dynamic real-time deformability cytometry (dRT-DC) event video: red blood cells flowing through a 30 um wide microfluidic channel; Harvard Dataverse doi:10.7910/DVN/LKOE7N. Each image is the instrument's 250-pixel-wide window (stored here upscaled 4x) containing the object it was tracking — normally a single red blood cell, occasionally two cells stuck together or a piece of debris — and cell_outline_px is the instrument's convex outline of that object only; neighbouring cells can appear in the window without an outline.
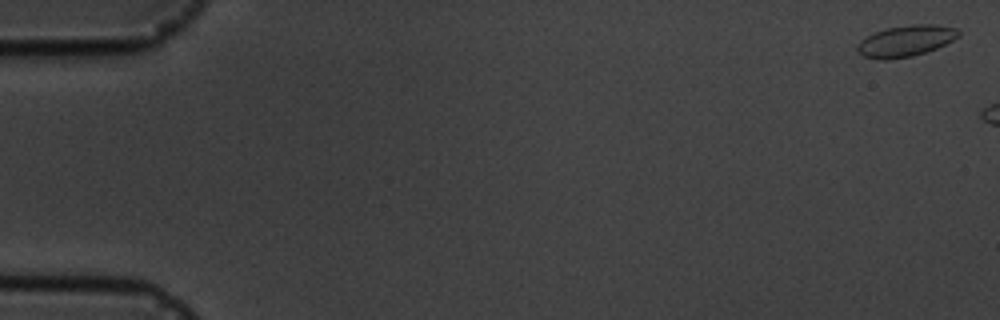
{"species": "common noctule bat (a hibernating species)", "species_latin": "Nyctalus noctula", "temperature_condition": "cold", "stored_images_in_passage": 3, "camera_frame_rate_fps": 3000, "um_per_image_px": 0.085, "animal": {"sex": "male", "body_mass_g": 19.5, "forearm_length_mm": 54.6}, "frame": {"image": 1, "passage_image": 1, "time_ms": 0.0, "image_size_px": [1000, 320], "cell_outline_px": [[960, 36], [936, 48], [912, 56], [884, 60], [880, 60], [864, 56], [856, 48], [860, 40], [876, 32], [888, 28], [912, 24], [936, 24], [956, 28], [960, 32]], "centroid_in_image_um": [77.01, 3.47], "position_along_channel_um": 8.0, "area_um2": 18.15}}